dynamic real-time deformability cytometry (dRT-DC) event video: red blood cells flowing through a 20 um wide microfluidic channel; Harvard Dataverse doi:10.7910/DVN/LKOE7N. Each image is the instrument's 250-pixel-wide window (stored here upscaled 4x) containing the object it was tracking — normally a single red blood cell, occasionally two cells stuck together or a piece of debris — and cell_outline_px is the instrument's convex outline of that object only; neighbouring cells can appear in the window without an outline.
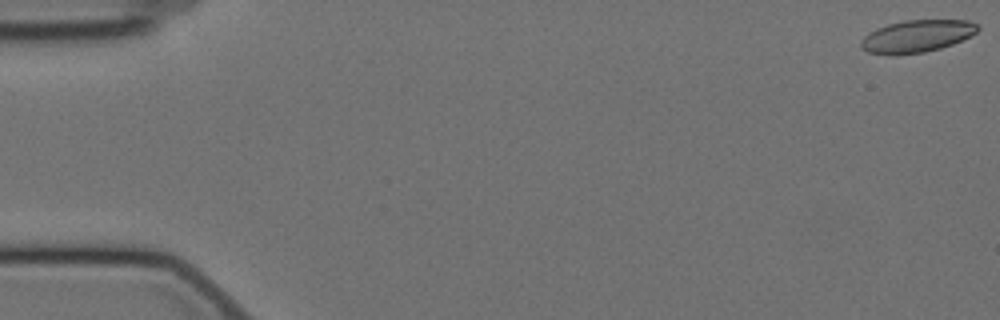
{"species": "Egyptian fruit bat (a non-hibernating species)", "species_latin": "Rousettus aegyptiacus", "temperature_condition": "cold", "stored_images_in_passage": 16, "camera_frame_rate_fps": 3000, "um_per_image_px": 0.085, "animal": {"sex": "female"}, "frame": {"image": 1, "passage_image": 1, "time_ms": 0.0, "image_size_px": [1000, 320], "cell_outline_px": [[980, 28], [976, 32], [952, 44], [940, 48], [924, 52], [892, 56], [868, 52], [860, 48], [860, 44], [864, 36], [876, 28], [888, 24], [904, 20], [968, 20], [976, 24]], "centroid_in_image_um": [77.88, 3.08], "position_along_channel_um": 7.1, "area_um2": 21.96}}
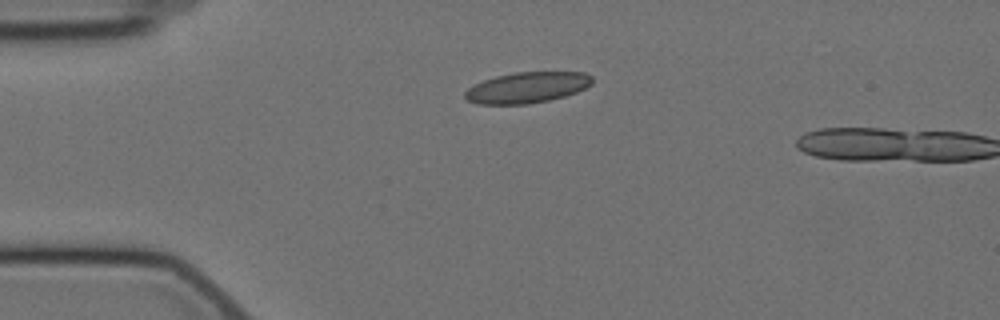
{"frame": {"image": 2, "passage_image": 14, "time_ms": 4.333, "image_size_px": [1000, 320], "cell_outline_px": [[592, 84], [576, 92], [564, 96], [548, 100], [528, 104], [480, 104], [468, 100], [464, 96], [464, 92], [468, 88], [484, 80], [496, 76], [516, 72], [584, 72], [592, 76]], "centroid_in_image_um": [44.81, 7.43], "position_along_channel_um": 40.2, "area_um2": 22.72}}